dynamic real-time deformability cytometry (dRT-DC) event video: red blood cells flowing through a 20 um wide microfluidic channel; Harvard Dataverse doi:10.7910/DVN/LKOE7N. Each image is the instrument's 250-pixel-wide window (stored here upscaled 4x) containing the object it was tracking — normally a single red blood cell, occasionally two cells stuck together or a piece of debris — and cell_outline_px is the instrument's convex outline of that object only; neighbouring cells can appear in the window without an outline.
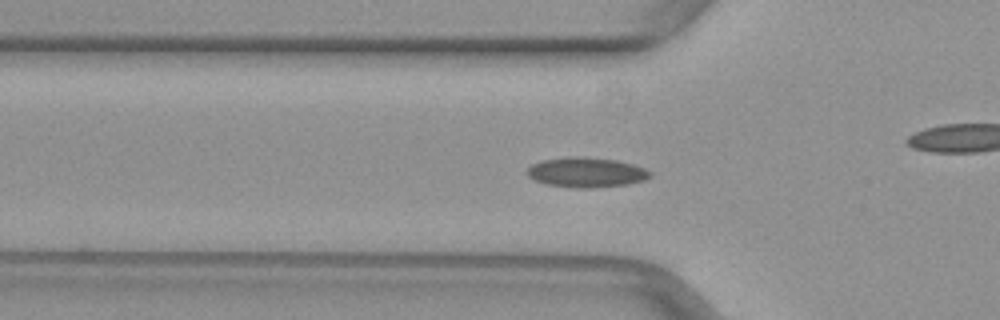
{"species": "common noctule bat (a hibernating species)", "species_latin": "Nyctalus noctula", "temperature_condition": "warm", "stored_images_in_passage": 41, "camera_frame_rate_fps": 3000, "um_per_image_px": 0.085, "animal": {"sex": "female", "body_mass_g": 29.2, "forearm_length_mm": 56.3}, "frame": {"image": 1, "passage_image": 12, "time_ms": 3.667, "image_size_px": [1000, 320], "cell_outline_px": [[652, 176], [644, 180], [628, 184], [592, 188], [576, 188], [544, 184], [528, 176], [528, 168], [532, 164], [540, 160], [568, 156], [576, 156], [616, 160], [632, 164], [644, 168], [652, 172]], "centroid_in_image_um": [49.83, 14.65], "position_along_channel_um": 76.0, "area_um2": 21.5}}
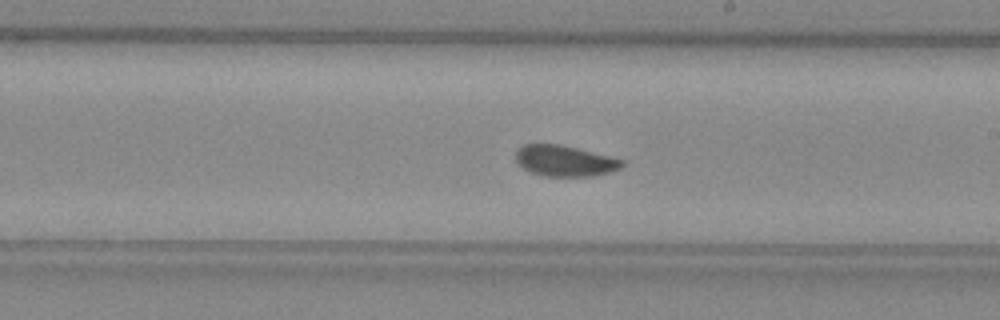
{"frame": {"image": 2, "passage_image": 24, "time_ms": 7.667, "image_size_px": [1000, 320], "cell_outline_px": [[624, 164], [620, 168], [608, 172], [592, 176], [544, 176], [528, 172], [516, 160], [516, 152], [524, 144], [560, 144], [624, 160]], "centroid_in_image_um": [47.98, 13.68], "position_along_channel_um": 241.0, "area_um2": 18.9}}